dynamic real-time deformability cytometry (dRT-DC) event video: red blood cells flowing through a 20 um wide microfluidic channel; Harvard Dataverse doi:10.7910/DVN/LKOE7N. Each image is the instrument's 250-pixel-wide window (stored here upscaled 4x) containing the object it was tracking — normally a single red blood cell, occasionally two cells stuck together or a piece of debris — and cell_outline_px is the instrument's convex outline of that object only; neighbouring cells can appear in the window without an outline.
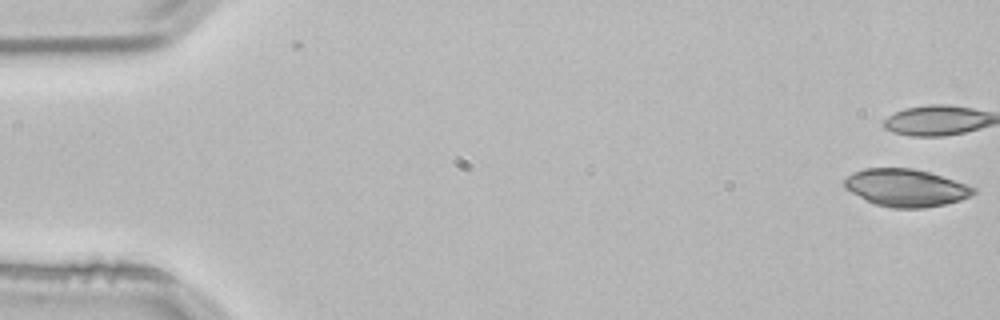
{"species": "common noctule bat (a hibernating species)", "species_latin": "Nyctalus noctula", "temperature_condition": "room temperature", "stored_images_in_passage": 2, "camera_frame_rate_fps": 3000, "um_per_image_px": 0.085, "animal": {"sex": "male", "body_mass_g": 21.5, "forearm_length_mm": 52.0}, "frame": {"image": 1, "passage_image": 2, "time_ms": 0.333, "image_size_px": [1000, 320], "cell_outline_px": [[976, 192], [972, 196], [960, 200], [944, 204], [924, 208], [892, 208], [876, 204], [844, 188], [844, 180], [852, 172], [864, 168], [912, 168], [928, 172], [976, 188]], "centroid_in_image_um": [76.99, 15.96], "position_along_channel_um": 8.0, "area_um2": 27.86}}